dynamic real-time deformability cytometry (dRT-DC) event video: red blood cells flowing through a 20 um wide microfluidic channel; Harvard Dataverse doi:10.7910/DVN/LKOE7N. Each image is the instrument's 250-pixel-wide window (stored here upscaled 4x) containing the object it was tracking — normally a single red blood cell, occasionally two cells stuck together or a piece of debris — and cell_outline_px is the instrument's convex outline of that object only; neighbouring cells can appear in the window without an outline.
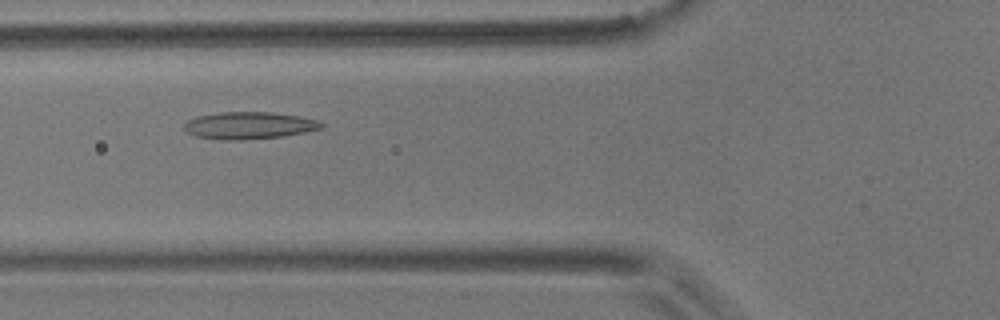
{"species": "common noctule bat (a hibernating species)", "species_latin": "Nyctalus noctula", "temperature_condition": "room temperature", "stored_images_in_passage": 3, "camera_frame_rate_fps": 3000, "um_per_image_px": 0.085, "animal": {"sex": "male", "body_mass_g": 17.9}, "frame": {"image": 1, "passage_image": 2, "time_ms": 1.0, "image_size_px": [1000, 320], "cell_outline_px": [[324, 128], [284, 136], [244, 140], [228, 140], [196, 136], [184, 132], [184, 124], [188, 120], [196, 116], [220, 112], [272, 112], [300, 116], [320, 120], [324, 124]], "centroid_in_image_um": [21.19, 10.66], "position_along_channel_um": 104.6, "area_um2": 21.91}}
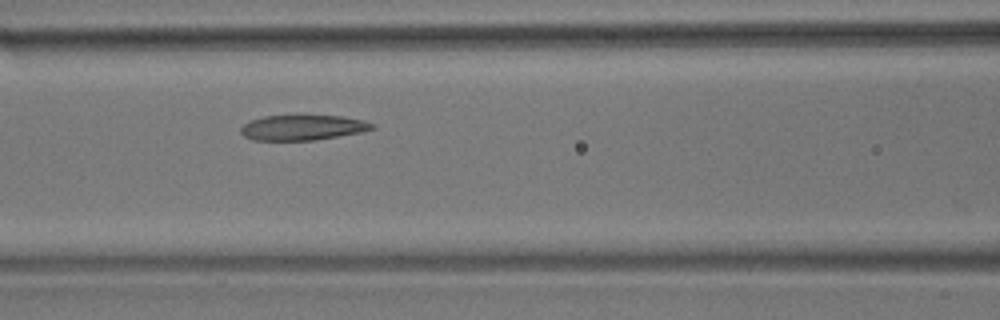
{"frame": {"image": 2, "passage_image": 3, "time_ms": 2.0, "image_size_px": [1000, 320], "cell_outline_px": [[376, 128], [364, 132], [316, 140], [252, 140], [244, 136], [240, 132], [240, 128], [244, 124], [252, 120], [264, 116], [296, 112], [344, 116], [364, 120], [372, 124]], "centroid_in_image_um": [25.75, 10.79], "position_along_channel_um": 140.9, "area_um2": 20.46}}